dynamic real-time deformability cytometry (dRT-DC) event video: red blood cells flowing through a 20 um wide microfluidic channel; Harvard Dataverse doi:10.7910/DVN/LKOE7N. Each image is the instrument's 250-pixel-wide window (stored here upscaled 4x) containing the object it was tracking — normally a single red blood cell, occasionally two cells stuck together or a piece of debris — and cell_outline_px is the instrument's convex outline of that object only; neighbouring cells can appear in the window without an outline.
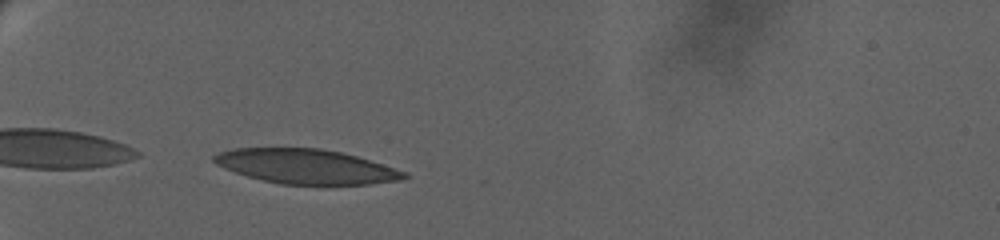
{"species": "human", "species_latin": "Homo sapiens", "temperature_condition": "warm", "stored_images_in_passage": 42, "camera_frame_rate_fps": 3000, "um_per_image_px": 0.085, "donor": {"sex": "female"}, "frame": {"image": 1, "passage_image": 1, "time_ms": 0.0, "image_size_px": [1000, 240], "cell_outline_px": [[408, 176], [400, 180], [368, 184], [284, 184], [264, 180], [248, 176], [224, 168], [216, 164], [212, 160], [212, 156], [220, 152], [236, 148], [320, 148], [344, 152], [408, 172]], "centroid_in_image_um": [26.03, 14.14], "position_along_channel_um": 59.0, "area_um2": 38.03}}
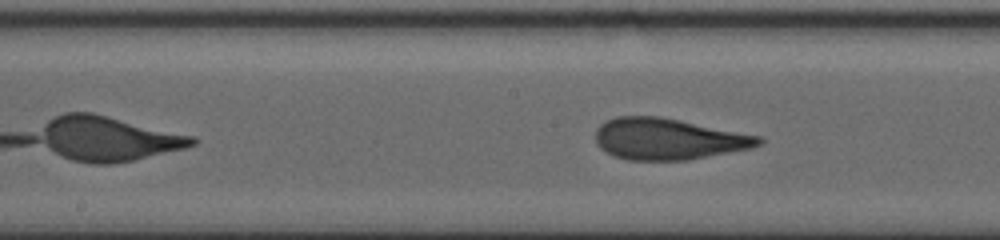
{"frame": {"image": 2, "passage_image": 25, "time_ms": 5.333, "image_size_px": [1000, 240], "cell_outline_px": [[764, 140], [760, 144], [752, 148], [688, 160], [628, 160], [616, 156], [600, 148], [596, 144], [596, 128], [604, 120], [616, 116], [660, 116], [764, 136]], "centroid_in_image_um": [56.83, 11.8], "position_along_channel_um": 191.4, "area_um2": 39.65}}
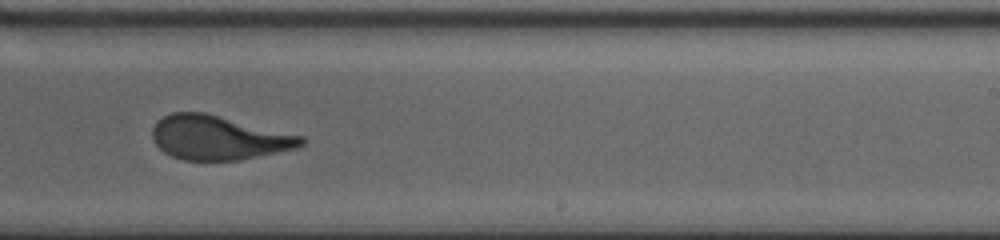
{"frame": {"image": 3, "passage_image": 37, "time_ms": 8.0, "image_size_px": [1000, 240], "cell_outline_px": [[308, 140], [304, 144], [296, 148], [240, 160], [184, 160], [172, 156], [164, 152], [152, 140], [152, 128], [156, 120], [172, 112], [204, 112], [304, 136]], "centroid_in_image_um": [18.57, 11.7], "position_along_channel_um": 270.4, "area_um2": 38.38}}